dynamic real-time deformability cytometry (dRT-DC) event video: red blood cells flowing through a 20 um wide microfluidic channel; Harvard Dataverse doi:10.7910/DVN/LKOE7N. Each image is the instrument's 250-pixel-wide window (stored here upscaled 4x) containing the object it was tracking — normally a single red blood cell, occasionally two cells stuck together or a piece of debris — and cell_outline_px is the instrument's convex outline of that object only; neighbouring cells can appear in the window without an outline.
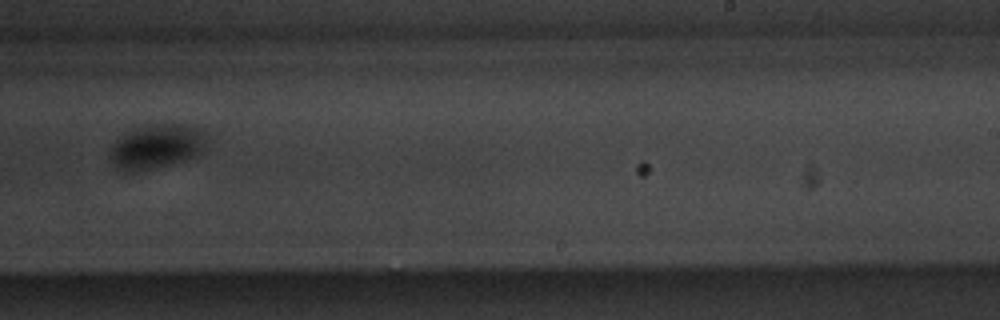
{"species": "common noctule bat (a hibernating species)", "species_latin": "Nyctalus noctula", "temperature_condition": "warm", "stored_images_in_passage": 9, "camera_frame_rate_fps": 3000, "um_per_image_px": 0.085, "animal": {"sex": "male", "body_mass_g": 20.1, "forearm_length_mm": 53.5}, "frame": {"image": 1, "passage_image": 8, "time_ms": 8.333, "image_size_px": [1000, 320], "cell_outline_px": [[208, 136], [204, 148], [196, 156], [172, 164], [136, 172], [120, 172], [112, 160], [112, 148], [116, 140], [120, 136], [136, 128], [148, 124], [180, 124], [196, 128], [208, 132]], "centroid_in_image_um": [13.35, 12.46], "position_along_channel_um": 275.7, "area_um2": 24.97}}